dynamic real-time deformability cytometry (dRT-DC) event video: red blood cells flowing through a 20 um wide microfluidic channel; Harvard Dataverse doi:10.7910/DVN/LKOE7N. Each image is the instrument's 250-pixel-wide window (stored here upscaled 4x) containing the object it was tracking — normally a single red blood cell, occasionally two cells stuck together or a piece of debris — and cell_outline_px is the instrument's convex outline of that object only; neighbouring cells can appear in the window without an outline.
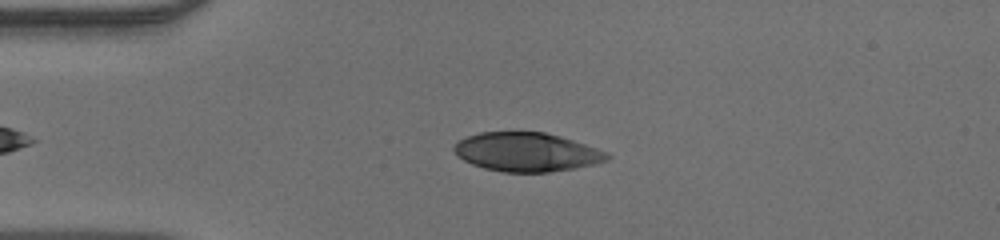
{"species": "human", "species_latin": "Homo sapiens", "temperature_condition": "warm", "stored_images_in_passage": 38, "camera_frame_rate_fps": 3000, "um_per_image_px": 0.085, "donor": {"sex": "male"}, "frame": {"image": 1, "passage_image": 5, "time_ms": 1.333, "image_size_px": [1000, 240], "cell_outline_px": [[612, 156], [608, 160], [592, 164], [572, 168], [548, 172], [504, 172], [484, 168], [472, 164], [464, 160], [452, 148], [460, 140], [468, 136], [480, 132], [544, 132], [560, 136], [584, 144], [604, 152]], "centroid_in_image_um": [44.74, 12.92], "position_along_channel_um": 40.3, "area_um2": 34.1}}
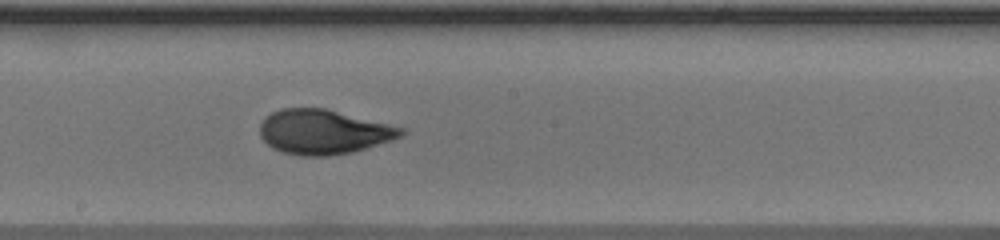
{"frame": {"image": 2, "passage_image": 20, "time_ms": 6.333, "image_size_px": [1000, 240], "cell_outline_px": [[404, 132], [400, 136], [392, 140], [352, 152], [328, 156], [300, 156], [284, 152], [272, 148], [260, 136], [260, 124], [264, 116], [280, 108], [324, 108], [404, 128]], "centroid_in_image_um": [27.45, 11.21], "position_along_channel_um": 220.8, "area_um2": 36.47}}
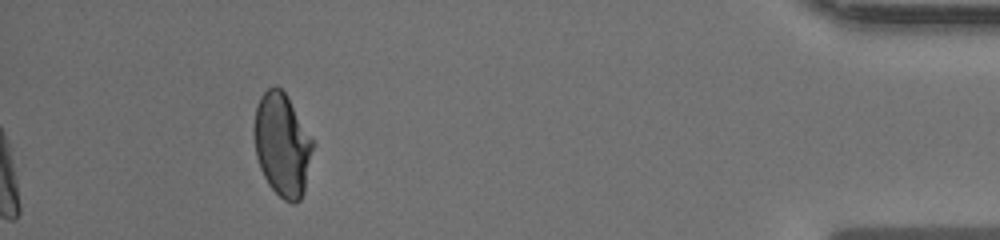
{"frame": {"image": 3, "passage_image": 38, "time_ms": 12.333, "image_size_px": [1000, 240], "cell_outline_px": [[312, 148], [304, 192], [300, 200], [296, 204], [292, 204], [284, 200], [268, 184], [260, 168], [256, 156], [252, 132], [252, 128], [256, 104], [260, 96], [268, 88], [276, 84], [288, 96], [312, 140]], "centroid_in_image_um": [23.93, 12.28], "position_along_channel_um": 411.3, "area_um2": 35.32}}